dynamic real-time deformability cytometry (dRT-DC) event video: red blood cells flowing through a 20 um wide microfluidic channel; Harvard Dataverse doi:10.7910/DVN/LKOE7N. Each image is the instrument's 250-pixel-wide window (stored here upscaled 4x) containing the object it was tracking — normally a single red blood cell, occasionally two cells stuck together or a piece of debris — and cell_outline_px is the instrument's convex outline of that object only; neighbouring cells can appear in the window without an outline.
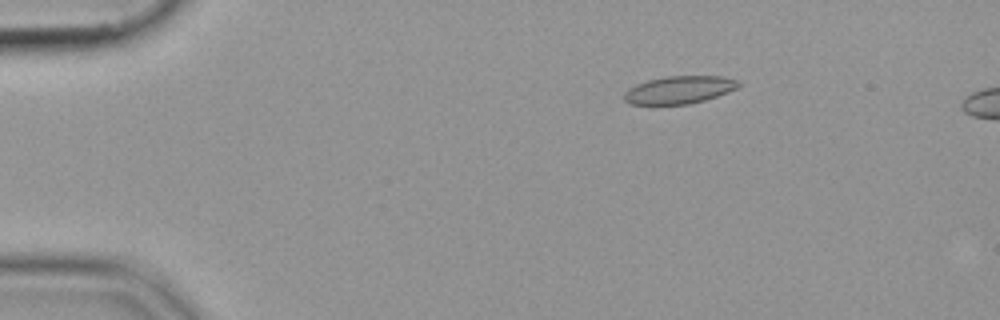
{"species": "common noctule bat (a hibernating species)", "species_latin": "Nyctalus noctula", "temperature_condition": "cold", "stored_images_in_passage": 56, "camera_frame_rate_fps": 3000, "um_per_image_px": 0.085, "animal": {"sex": "female", "body_mass_g": 19.9}, "frame": {"image": 1, "passage_image": 10, "time_ms": 3.0, "image_size_px": [1000, 320], "cell_outline_px": [[740, 84], [736, 88], [728, 92], [704, 100], [688, 104], [628, 104], [624, 100], [624, 92], [628, 88], [636, 84], [648, 80], [668, 76], [724, 76], [740, 80]], "centroid_in_image_um": [57.73, 7.63], "position_along_channel_um": 27.3, "area_um2": 18.44}}
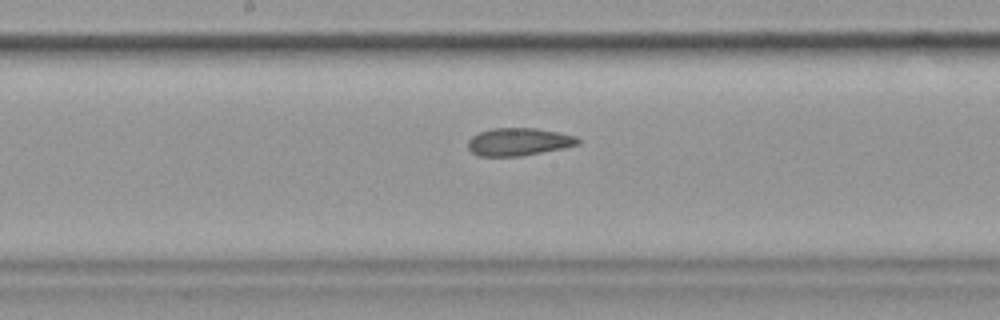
{"frame": {"image": 2, "passage_image": 30, "time_ms": 9.667, "image_size_px": [1000, 320], "cell_outline_px": [[580, 144], [564, 148], [520, 156], [476, 156], [468, 148], [468, 140], [472, 136], [480, 132], [492, 128], [536, 128], [560, 132], [576, 136], [580, 140]], "centroid_in_image_um": [44.1, 12.05], "position_along_channel_um": 204.1, "area_um2": 17.86}}
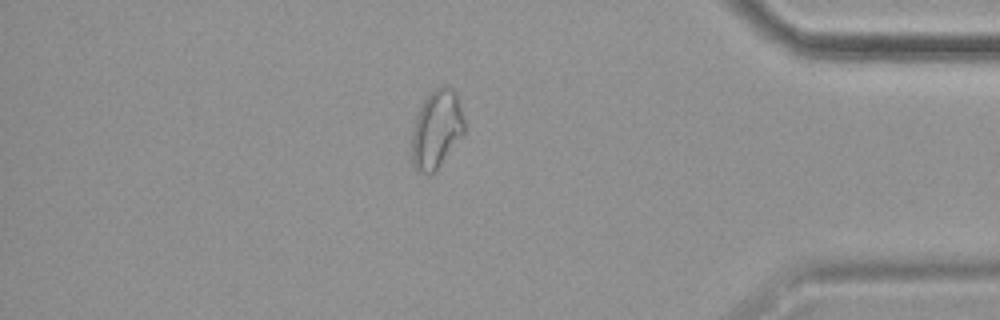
{"frame": {"image": 3, "passage_image": 48, "time_ms": 15.667, "image_size_px": [1000, 320], "cell_outline_px": [[464, 132], [436, 168], [428, 176], [420, 172], [412, 164], [412, 132], [416, 116], [424, 100], [436, 88], [444, 84], [452, 88], [456, 92], [460, 104], [464, 120]], "centroid_in_image_um": [37.09, 10.95], "position_along_channel_um": 398.1, "area_um2": 23.47}}